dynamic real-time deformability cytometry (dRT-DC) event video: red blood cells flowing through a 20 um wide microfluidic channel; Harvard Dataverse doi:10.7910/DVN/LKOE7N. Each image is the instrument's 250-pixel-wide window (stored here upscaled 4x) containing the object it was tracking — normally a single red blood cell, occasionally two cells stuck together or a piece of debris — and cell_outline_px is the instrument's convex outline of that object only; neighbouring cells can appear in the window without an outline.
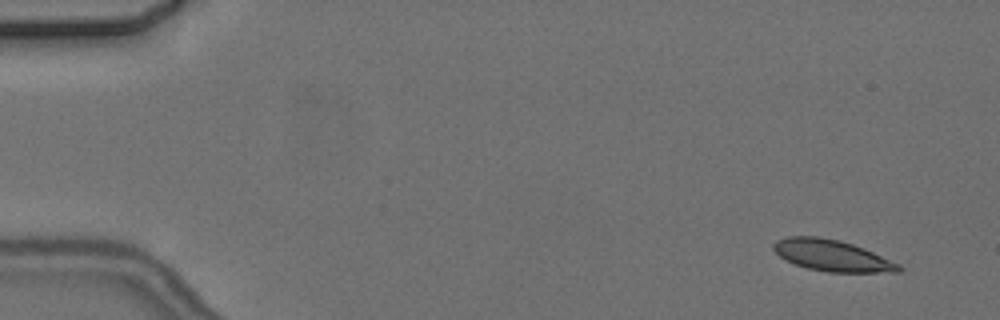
{"species": "common noctule bat (a hibernating species)", "species_latin": "Nyctalus noctula", "temperature_condition": "cold", "stored_images_in_passage": 8, "camera_frame_rate_fps": 3000, "um_per_image_px": 0.085, "animal": {"sex": "female", "body_mass_g": 24.6, "forearm_length_mm": 56.2}, "frame": {"image": 1, "passage_image": 2, "time_ms": 1.0, "image_size_px": [1000, 320], "cell_outline_px": [[904, 268], [900, 272], [828, 272], [808, 268], [796, 264], [780, 256], [772, 248], [772, 244], [776, 240], [788, 236], [820, 236], [840, 240], [864, 248], [900, 264]], "centroid_in_image_um": [70.74, 21.71], "position_along_channel_um": 14.3, "area_um2": 22.83}}
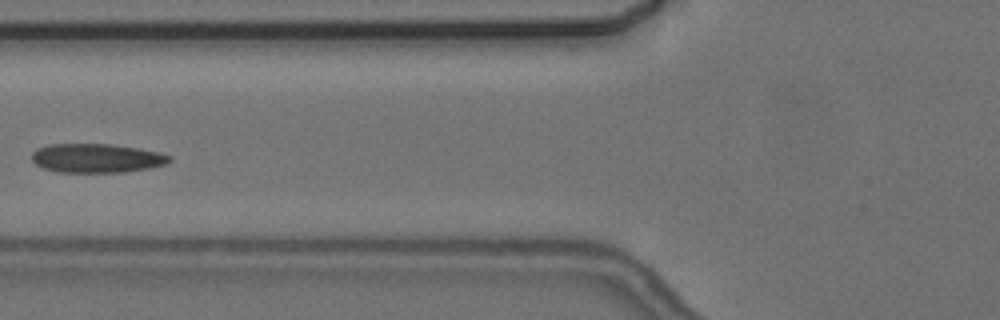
{"frame": {"image": 2, "passage_image": 7, "time_ms": 7.333, "image_size_px": [1000, 320], "cell_outline_px": [[172, 160], [164, 164], [148, 168], [124, 172], [56, 172], [44, 168], [36, 164], [32, 160], [32, 152], [36, 148], [48, 144], [108, 144], [140, 148], [160, 152], [172, 156]], "centroid_in_image_um": [8.21, 13.44], "position_along_channel_um": 117.6, "area_um2": 23.35}}
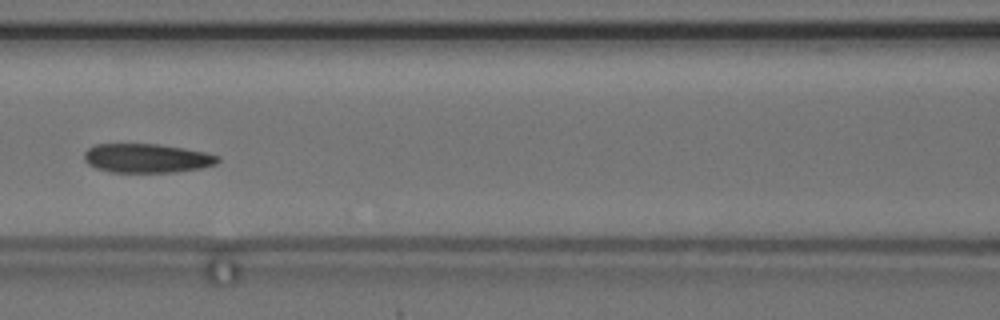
{"frame": {"image": 3, "passage_image": 8, "time_ms": 8.333, "image_size_px": [1000, 320], "cell_outline_px": [[220, 160], [216, 164], [200, 168], [176, 172], [112, 172], [96, 168], [88, 164], [84, 160], [84, 152], [88, 148], [96, 144], [160, 144], [184, 148], [204, 152], [220, 156]], "centroid_in_image_um": [12.48, 13.44], "position_along_channel_um": 154.1, "area_um2": 22.66}}